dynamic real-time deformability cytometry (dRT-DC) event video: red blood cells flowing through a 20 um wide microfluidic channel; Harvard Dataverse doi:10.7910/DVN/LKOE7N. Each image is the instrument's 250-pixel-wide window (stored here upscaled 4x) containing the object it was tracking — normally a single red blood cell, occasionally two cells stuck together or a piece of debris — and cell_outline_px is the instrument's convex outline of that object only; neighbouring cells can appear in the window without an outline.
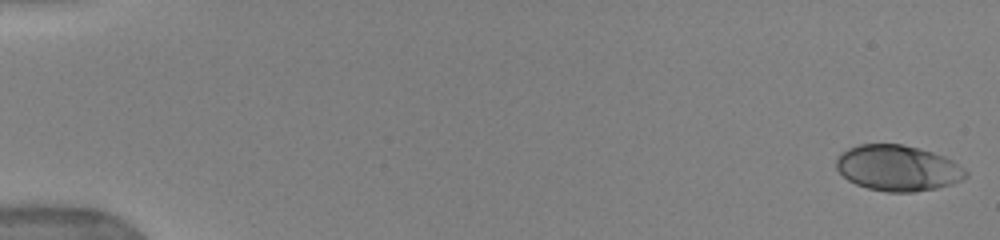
{"species": "human", "species_latin": "Homo sapiens", "temperature_condition": "warm", "stored_images_in_passage": 52, "camera_frame_rate_fps": 3000, "um_per_image_px": 0.085, "donor": {"sex": "female"}, "frame": {"image": 1, "passage_image": 1, "time_ms": 0.0, "image_size_px": [1000, 240], "cell_outline_px": [[968, 176], [952, 184], [936, 188], [912, 192], [888, 192], [868, 188], [856, 184], [848, 180], [836, 168], [836, 156], [848, 148], [860, 144], [900, 144], [920, 148], [944, 156], [952, 160], [964, 168], [968, 172]], "centroid_in_image_um": [76.31, 14.28], "position_along_channel_um": 8.7, "area_um2": 34.56}}
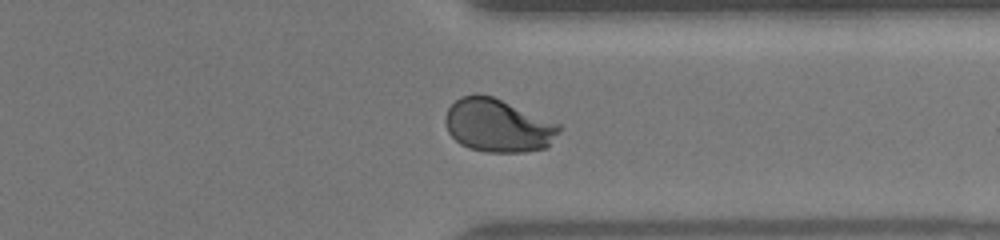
{"frame": {"image": 2, "passage_image": 41, "time_ms": 13.333, "image_size_px": [1000, 240], "cell_outline_px": [[560, 132], [548, 148], [524, 152], [484, 152], [468, 148], [460, 144], [448, 132], [444, 120], [444, 116], [448, 108], [460, 96], [476, 92], [492, 96], [560, 124]], "centroid_in_image_um": [42.31, 10.67], "position_along_channel_um": 369.1, "area_um2": 35.6}}
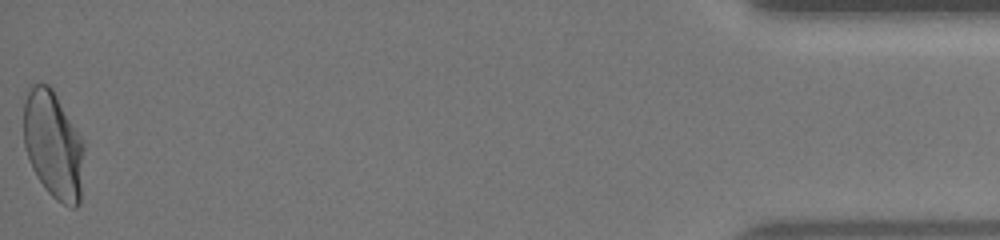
{"frame": {"image": 3, "passage_image": 52, "time_ms": 17.0, "image_size_px": [1000, 240], "cell_outline_px": [[84, 148], [80, 204], [76, 208], [72, 208], [56, 200], [44, 188], [32, 168], [24, 144], [20, 96], [32, 84], [48, 84], [52, 88], [80, 136], [84, 144]], "centroid_in_image_um": [4.47, 12.27], "position_along_channel_um": 430.7, "area_um2": 38.67}, "authors_computed_cell_mechanics": {"area_um2": 34.68, "velocity_mm_per_s": 3.9454, "shape_relaxation_time_tau1_ms": 3.4114, "shape_relaxation_time_tau2_ms": null, "deformation_change_tau1": 0.1624, "deformation_change_tau2": null}}